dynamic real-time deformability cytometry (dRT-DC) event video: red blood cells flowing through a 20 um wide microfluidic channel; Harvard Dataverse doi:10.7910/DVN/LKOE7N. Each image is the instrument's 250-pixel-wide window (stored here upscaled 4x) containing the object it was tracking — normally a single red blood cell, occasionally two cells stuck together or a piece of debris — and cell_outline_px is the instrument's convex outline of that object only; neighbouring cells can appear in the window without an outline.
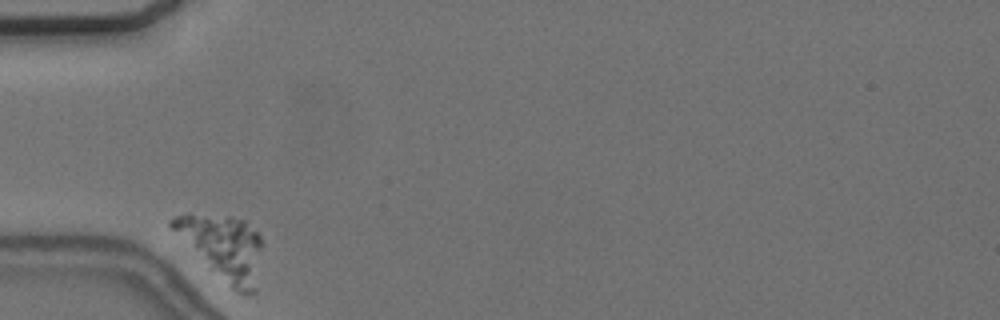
{"species": "common noctule bat (a hibernating species)", "species_latin": "Nyctalus noctula", "temperature_condition": "cold", "stored_images_in_passage": 37, "camera_frame_rate_fps": 3000, "um_per_image_px": 0.085, "animal": {"sex": "female", "body_mass_g": 24.6, "forearm_length_mm": 56.2}, "frame": {"image": 1, "passage_image": 1, "time_ms": 0.0, "image_size_px": [1000, 320], "cell_outline_px": [[260, 248], [256, 292], [236, 292], [208, 268], [168, 228], [168, 220], [176, 216], [188, 212], [228, 216], [244, 220], [260, 236]], "centroid_in_image_um": [18.86, 20.97], "position_along_channel_um": 66.1, "area_um2": 33.76}}